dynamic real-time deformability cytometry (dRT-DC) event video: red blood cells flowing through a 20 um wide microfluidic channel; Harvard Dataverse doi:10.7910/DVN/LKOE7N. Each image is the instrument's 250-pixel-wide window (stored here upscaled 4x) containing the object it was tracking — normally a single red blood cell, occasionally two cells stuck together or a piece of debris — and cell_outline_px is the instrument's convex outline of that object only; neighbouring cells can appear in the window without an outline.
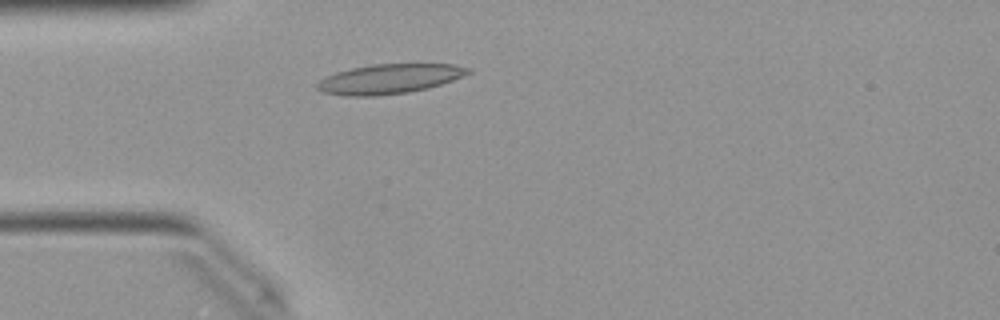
{"species": "Egyptian fruit bat (a non-hibernating species)", "species_latin": "Rousettus aegyptiacus", "temperature_condition": "warm", "stored_images_in_passage": 37, "camera_frame_rate_fps": 3000, "um_per_image_px": 0.085, "animal": {"sex": "female"}, "frame": {"image": 1, "passage_image": 1, "time_ms": 0.0, "image_size_px": [1000, 320], "cell_outline_px": [[472, 72], [452, 80], [428, 88], [408, 92], [376, 96], [344, 96], [320, 92], [316, 88], [316, 84], [320, 80], [336, 72], [352, 68], [372, 64], [456, 64], [472, 68]], "centroid_in_image_um": [33.09, 6.71], "position_along_channel_um": 51.9, "area_um2": 26.13}}
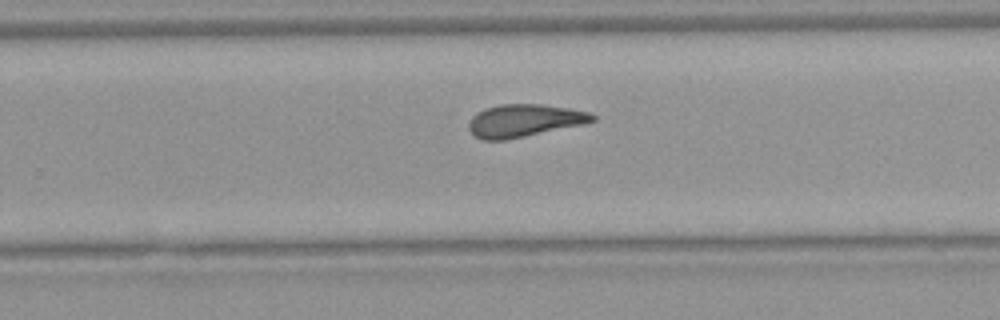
{"frame": {"image": 2, "passage_image": 19, "time_ms": 6.0, "image_size_px": [1000, 320], "cell_outline_px": [[596, 120], [584, 124], [504, 140], [484, 140], [476, 136], [468, 128], [468, 124], [472, 116], [476, 112], [484, 108], [500, 104], [540, 104], [568, 108], [592, 112], [596, 116]], "centroid_in_image_um": [44.57, 10.23], "position_along_channel_um": 285.2, "area_um2": 23.47}}
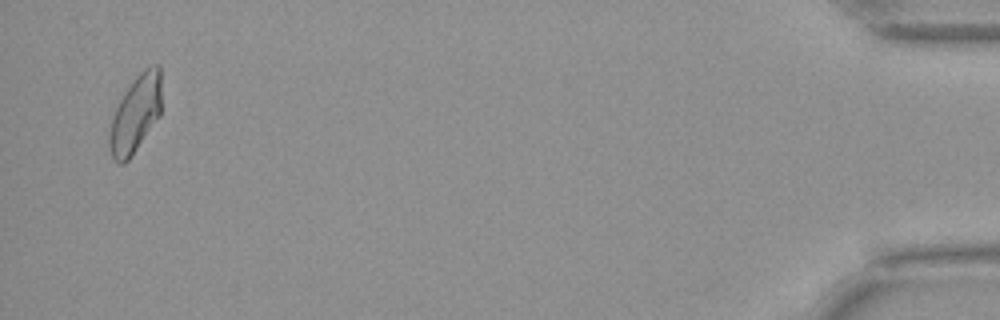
{"frame": {"image": 3, "passage_image": 36, "time_ms": 11.667, "image_size_px": [1000, 320], "cell_outline_px": [[160, 116], [128, 160], [124, 164], [116, 164], [112, 160], [104, 144], [112, 116], [124, 92], [136, 76], [144, 68], [152, 64], [160, 64]], "centroid_in_image_um": [11.44, 9.76], "position_along_channel_um": 423.8, "area_um2": 24.04}, "authors_computed_cell_mechanics": {"area_um2": 23.4668, "velocity_mm_per_s": 4.0268, "shape_relaxation_time_tau1_ms": null, "shape_relaxation_time_tau2_ms": 2.6236, "deformation_change_tau1": null, "deformation_change_tau2": 0.1129}}